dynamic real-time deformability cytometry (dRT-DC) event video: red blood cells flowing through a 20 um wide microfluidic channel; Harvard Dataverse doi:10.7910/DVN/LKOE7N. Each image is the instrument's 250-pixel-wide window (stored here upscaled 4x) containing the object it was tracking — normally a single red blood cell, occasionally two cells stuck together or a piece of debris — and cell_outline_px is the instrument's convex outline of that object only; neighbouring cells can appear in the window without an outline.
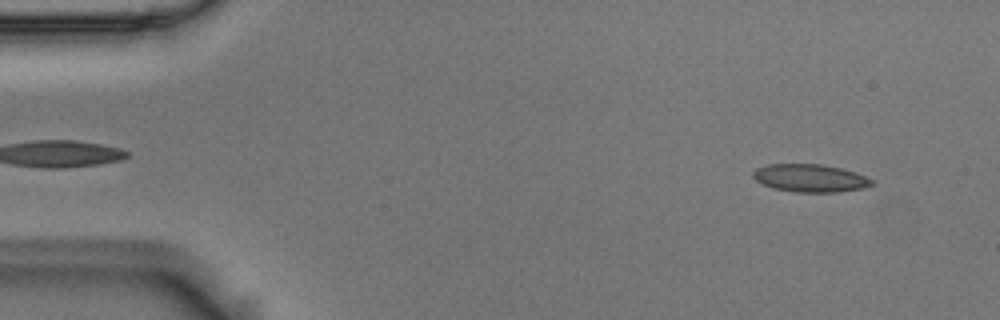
{"species": "Egyptian fruit bat (a non-hibernating species)", "species_latin": "Rousettus aegyptiacus", "temperature_condition": "room temperature", "stored_images_in_passage": 54, "camera_frame_rate_fps": 3000, "um_per_image_px": 0.085, "animal": {"sex": "male"}, "frame": {"image": 1, "passage_image": 4, "time_ms": 1.0, "image_size_px": [1000, 320], "cell_outline_px": [[876, 184], [860, 188], [836, 192], [796, 192], [772, 188], [756, 180], [752, 176], [752, 172], [756, 168], [768, 164], [820, 164], [840, 168], [856, 172], [876, 180]], "centroid_in_image_um": [68.88, 15.13], "position_along_channel_um": 16.1, "area_um2": 19.31}}
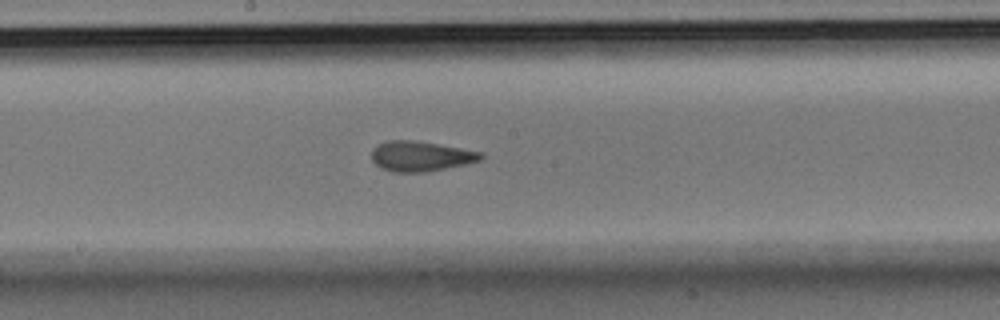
{"frame": {"image": 2, "passage_image": 28, "time_ms": 9.0, "image_size_px": [1000, 320], "cell_outline_px": [[484, 156], [480, 160], [464, 164], [424, 172], [392, 172], [380, 168], [372, 160], [372, 148], [384, 140], [412, 140], [484, 152]], "centroid_in_image_um": [35.71, 13.27], "position_along_channel_um": 212.5, "area_um2": 19.07}}
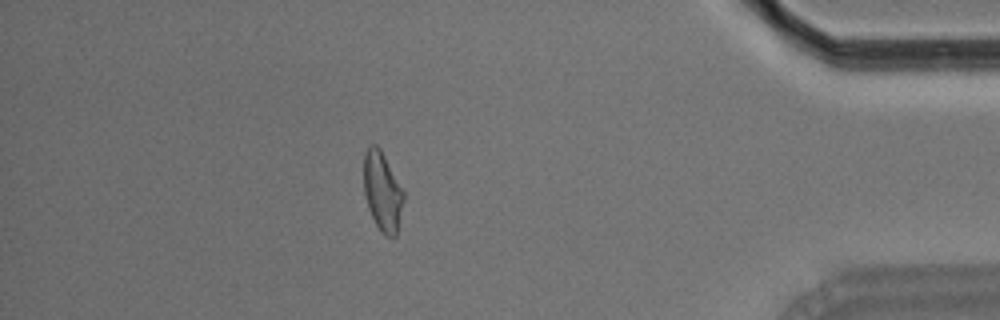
{"frame": {"image": 3, "passage_image": 47, "time_ms": 15.333, "image_size_px": [1000, 320], "cell_outline_px": [[404, 200], [396, 236], [392, 240], [384, 236], [380, 232], [368, 208], [364, 192], [364, 152], [368, 144], [376, 144], [380, 148], [404, 192]], "centroid_in_image_um": [32.5, 16.3], "position_along_channel_um": 402.7, "area_um2": 18.55}, "authors_computed_cell_mechanics": {"area_um2": 19.0451, "velocity_mm_per_s": 3.6718, "shape_relaxation_time_tau1_ms": 8.0797, "shape_relaxation_time_tau2_ms": 2.04, "deformation_change_tau1": 0.1867, "deformation_change_tau2": 0.0801}}